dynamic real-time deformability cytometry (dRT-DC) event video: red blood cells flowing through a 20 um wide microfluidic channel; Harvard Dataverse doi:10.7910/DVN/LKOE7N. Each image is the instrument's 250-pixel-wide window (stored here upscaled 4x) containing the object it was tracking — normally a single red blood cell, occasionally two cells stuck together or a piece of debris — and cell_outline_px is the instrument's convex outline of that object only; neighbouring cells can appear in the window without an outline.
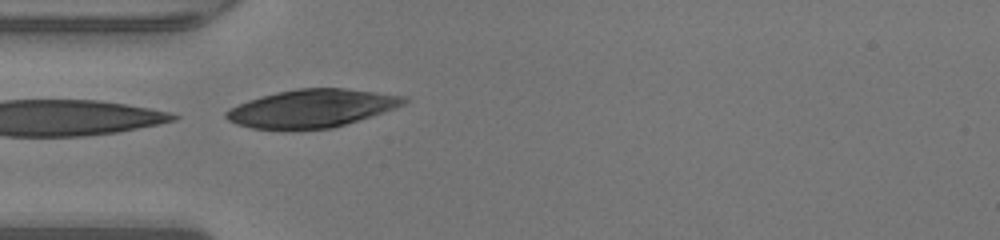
{"species": "human", "species_latin": "Homo sapiens", "temperature_condition": "warm", "stored_images_in_passage": 9, "camera_frame_rate_fps": 3000, "um_per_image_px": 0.085, "donor": {"sex": "male"}, "frame": {"image": 1, "passage_image": 1, "time_ms": 0.0, "image_size_px": [1000, 240], "cell_outline_px": [[408, 100], [404, 104], [396, 108], [384, 112], [332, 128], [252, 128], [236, 124], [228, 120], [224, 116], [224, 112], [228, 108], [248, 100], [260, 96], [276, 92], [296, 88], [344, 88], [408, 96]], "centroid_in_image_um": [26.5, 9.19], "position_along_channel_um": 58.5, "area_um2": 39.07}}
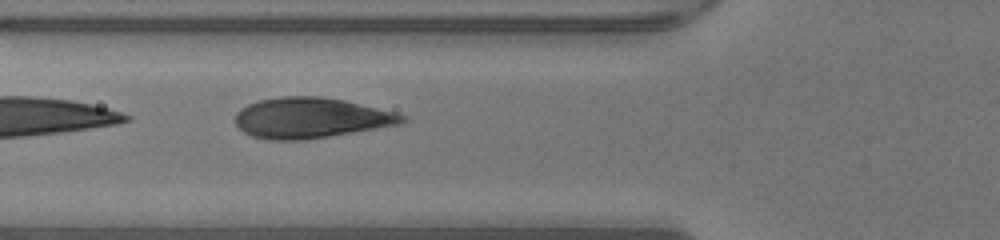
{"frame": {"image": 2, "passage_image": 4, "time_ms": 1.0, "image_size_px": [1000, 240], "cell_outline_px": [[408, 120], [400, 124], [304, 140], [272, 140], [252, 136], [244, 132], [236, 124], [236, 112], [240, 108], [248, 104], [260, 100], [280, 96], [320, 96], [344, 100], [396, 112], [408, 116]], "centroid_in_image_um": [26.42, 10.01], "position_along_channel_um": 99.4, "area_um2": 39.3}}